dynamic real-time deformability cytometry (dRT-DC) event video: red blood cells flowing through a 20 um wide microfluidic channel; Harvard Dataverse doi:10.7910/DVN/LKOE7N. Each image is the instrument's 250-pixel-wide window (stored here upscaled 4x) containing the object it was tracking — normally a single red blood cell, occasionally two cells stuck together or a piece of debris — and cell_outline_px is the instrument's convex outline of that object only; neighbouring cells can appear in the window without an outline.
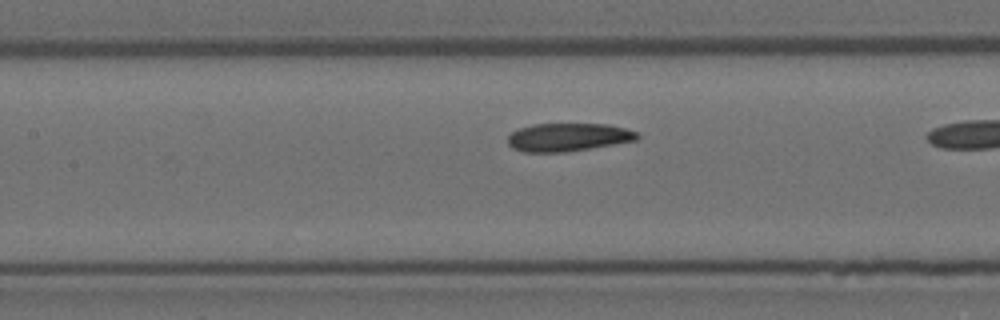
{"species": "Egyptian fruit bat (a non-hibernating species)", "species_latin": "Rousettus aegyptiacus", "temperature_condition": "room temperature", "stored_images_in_passage": 16, "camera_frame_rate_fps": 3000, "um_per_image_px": 0.085, "animal": {"sex": "female"}, "frame": {"image": 1, "passage_image": 12, "time_ms": 3.667, "image_size_px": [1000, 320], "cell_outline_px": [[640, 136], [636, 140], [564, 152], [524, 152], [512, 148], [508, 144], [508, 136], [512, 132], [520, 128], [532, 124], [608, 124], [624, 128], [636, 132]], "centroid_in_image_um": [48.25, 11.66], "position_along_channel_um": 159.2, "area_um2": 20.98}}